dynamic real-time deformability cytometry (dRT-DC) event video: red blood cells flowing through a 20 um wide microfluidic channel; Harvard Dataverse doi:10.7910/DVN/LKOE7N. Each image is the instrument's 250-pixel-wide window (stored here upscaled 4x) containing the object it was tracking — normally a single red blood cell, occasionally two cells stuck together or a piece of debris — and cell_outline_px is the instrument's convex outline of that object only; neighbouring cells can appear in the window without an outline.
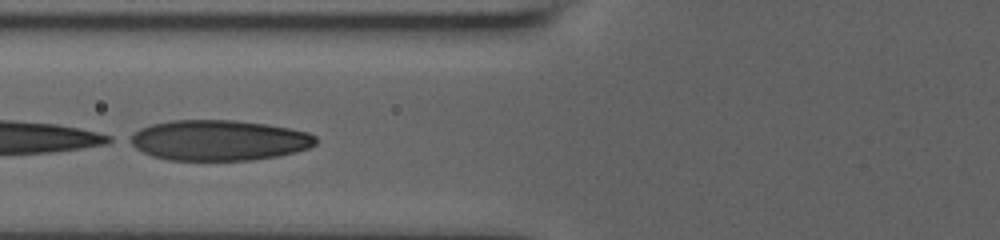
{"species": "human", "species_latin": "Homo sapiens", "temperature_condition": "room temperature", "stored_images_in_passage": 29, "camera_frame_rate_fps": 3000, "um_per_image_px": 0.085, "donor": {"sex": "male"}, "frame": {"image": 1, "passage_image": 10, "time_ms": 5.333, "image_size_px": [1000, 240], "cell_outline_px": [[316, 144], [308, 148], [296, 152], [276, 156], [252, 160], [168, 160], [152, 156], [136, 148], [124, 140], [124, 136], [140, 128], [152, 124], [172, 120], [236, 120], [268, 124], [308, 132], [316, 136]], "centroid_in_image_um": [18.53, 11.92], "position_along_channel_um": 107.3, "area_um2": 44.27}}
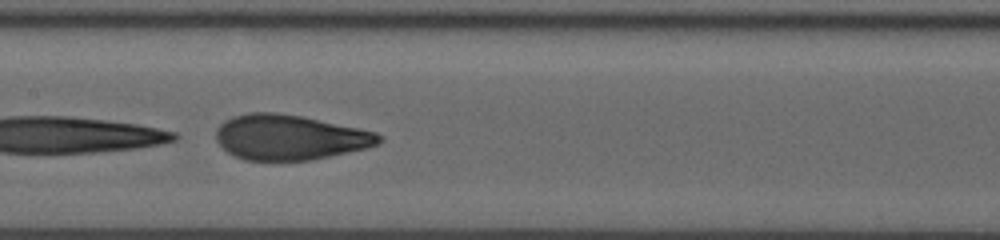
{"frame": {"image": 2, "passage_image": 15, "time_ms": 7.333, "image_size_px": [1000, 240], "cell_outline_px": [[384, 140], [380, 144], [368, 148], [308, 160], [244, 160], [228, 152], [216, 140], [216, 128], [224, 120], [232, 116], [248, 112], [276, 112], [304, 116], [376, 132], [384, 136]], "centroid_in_image_um": [24.64, 11.65], "position_along_channel_um": 182.8, "area_um2": 43.06}, "authors_computed_cell_mechanics": {"area_um2": 43.061, "velocity_mm_per_s": 3.7673, "shape_relaxation_time_tau1_ms": 6.7488, "shape_relaxation_time_tau2_ms": 2.1989, "deformation_change_tau1": 0.2567, "deformation_change_tau2": 0.1089}}